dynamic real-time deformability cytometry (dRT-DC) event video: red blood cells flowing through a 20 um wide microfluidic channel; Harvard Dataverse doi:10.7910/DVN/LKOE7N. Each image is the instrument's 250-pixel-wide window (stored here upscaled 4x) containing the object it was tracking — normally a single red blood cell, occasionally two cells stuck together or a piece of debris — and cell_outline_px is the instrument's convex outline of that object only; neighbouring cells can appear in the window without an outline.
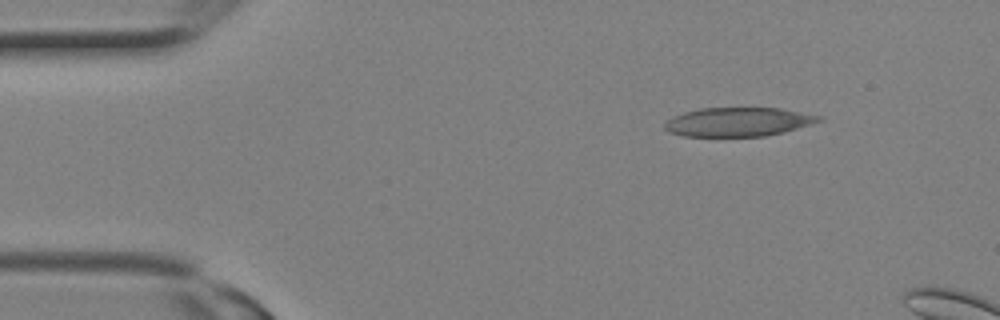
{"species": "Egyptian fruit bat (a non-hibernating species)", "species_latin": "Rousettus aegyptiacus", "temperature_condition": "room temperature", "stored_images_in_passage": 3, "camera_frame_rate_fps": 3000, "um_per_image_px": 0.085, "animal": {"sex": "female"}, "frame": {"image": 1, "passage_image": 2, "time_ms": 0.333, "image_size_px": [1000, 320], "cell_outline_px": [[824, 120], [784, 132], [764, 136], [684, 136], [668, 132], [664, 128], [664, 124], [668, 120], [684, 112], [700, 108], [780, 108], [824, 116]], "centroid_in_image_um": [62.78, 10.36], "position_along_channel_um": 22.2, "area_um2": 25.95}}